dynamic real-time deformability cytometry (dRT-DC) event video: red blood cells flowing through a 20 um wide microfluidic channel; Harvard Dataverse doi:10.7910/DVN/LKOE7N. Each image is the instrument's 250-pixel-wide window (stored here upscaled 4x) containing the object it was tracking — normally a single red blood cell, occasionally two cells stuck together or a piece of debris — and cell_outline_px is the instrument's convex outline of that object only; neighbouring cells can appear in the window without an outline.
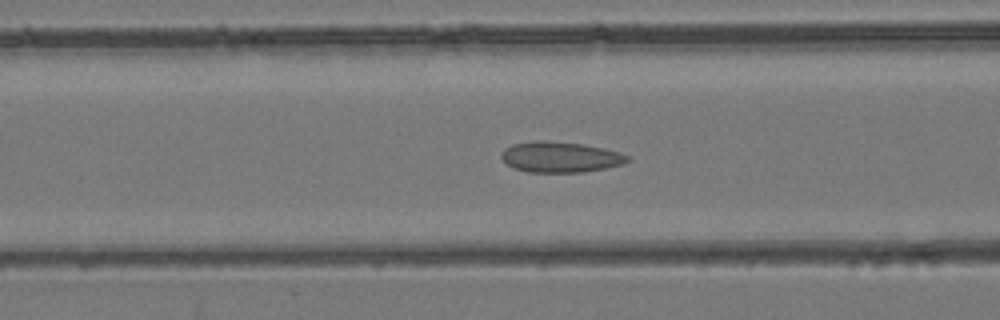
{"species": "common noctule bat (a hibernating species)", "species_latin": "Nyctalus noctula", "temperature_condition": "room temperature", "stored_images_in_passage": 33, "camera_frame_rate_fps": 3000, "um_per_image_px": 0.085, "animal": {"sex": "female", "body_mass_g": 24.6, "forearm_length_mm": 56.2}, "frame": {"image": 1, "passage_image": 11, "time_ms": 3.333, "image_size_px": [1000, 320], "cell_outline_px": [[632, 160], [624, 164], [584, 172], [528, 172], [516, 168], [508, 164], [500, 156], [504, 148], [512, 144], [532, 140], [544, 140], [584, 144], [604, 148], [620, 152], [628, 156]], "centroid_in_image_um": [47.65, 13.33], "position_along_channel_um": 119.0, "area_um2": 22.66}}
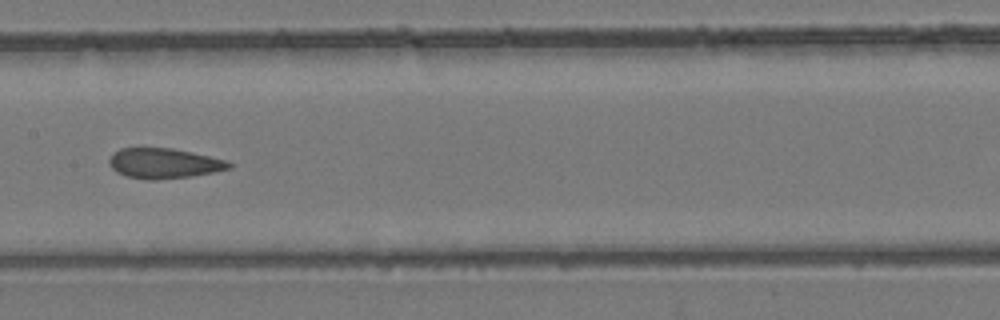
{"frame": {"image": 2, "passage_image": 16, "time_ms": 5.0, "image_size_px": [1000, 320], "cell_outline_px": [[232, 168], [192, 176], [152, 180], [148, 180], [128, 176], [116, 172], [108, 164], [108, 160], [112, 152], [120, 148], [172, 148], [228, 160], [232, 164]], "centroid_in_image_um": [13.91, 13.88], "position_along_channel_um": 193.5, "area_um2": 21.1}}
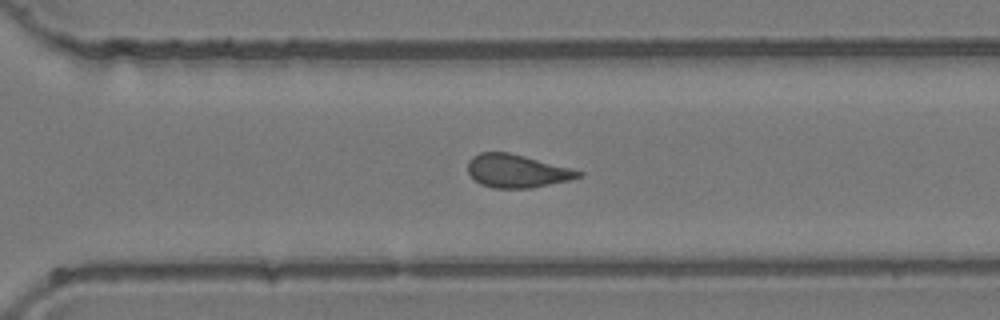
{"frame": {"image": 3, "passage_image": 25, "time_ms": 8.0, "image_size_px": [1000, 320], "cell_outline_px": [[584, 176], [568, 180], [532, 188], [492, 188], [480, 184], [468, 172], [468, 160], [472, 156], [480, 152], [508, 152], [572, 168], [584, 172]], "centroid_in_image_um": [43.94, 14.53], "position_along_channel_um": 326.7, "area_um2": 21.39}}